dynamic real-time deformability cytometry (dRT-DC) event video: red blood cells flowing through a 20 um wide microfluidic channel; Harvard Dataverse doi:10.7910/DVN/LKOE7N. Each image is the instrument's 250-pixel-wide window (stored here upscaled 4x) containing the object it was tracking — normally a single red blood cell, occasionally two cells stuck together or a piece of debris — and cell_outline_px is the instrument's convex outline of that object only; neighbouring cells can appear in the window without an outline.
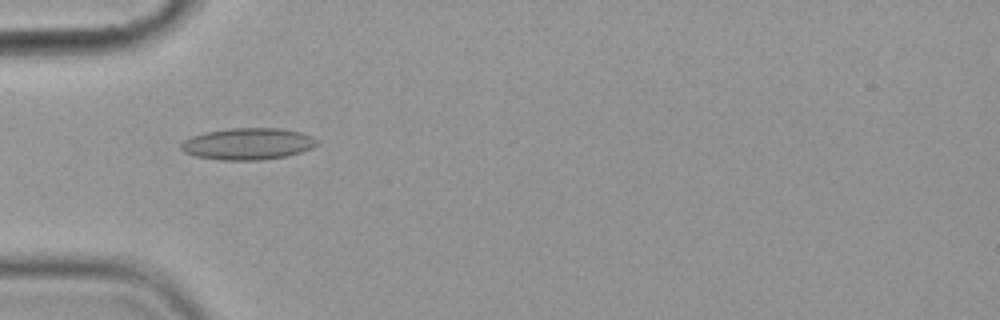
{"species": "common noctule bat (a hibernating species)", "species_latin": "Nyctalus noctula", "temperature_condition": "cold", "stored_images_in_passage": 8, "camera_frame_rate_fps": 3000, "um_per_image_px": 0.085, "animal": {"sex": "female", "body_mass_g": 19.9}, "frame": {"image": 1, "passage_image": 6, "time_ms": 5.667, "image_size_px": [1000, 320], "cell_outline_px": [[320, 144], [312, 148], [300, 152], [284, 156], [260, 160], [224, 160], [196, 156], [184, 152], [180, 148], [180, 144], [184, 140], [192, 136], [204, 132], [232, 128], [280, 128], [300, 132], [312, 136], [320, 140]], "centroid_in_image_um": [21.09, 12.22], "position_along_channel_um": 63.9, "area_um2": 25.14}}
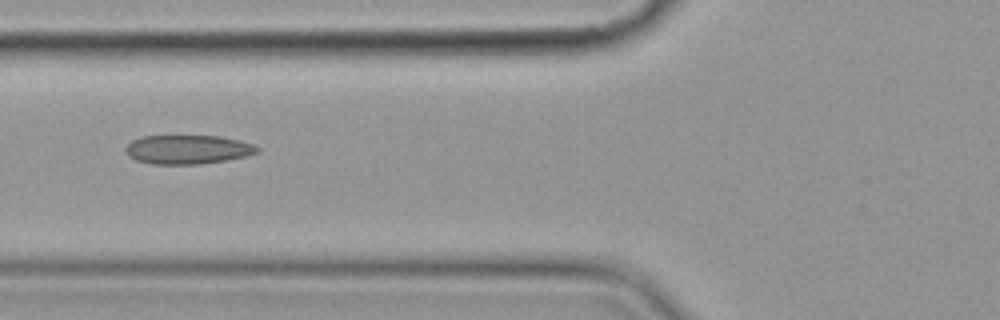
{"frame": {"image": 2, "passage_image": 7, "time_ms": 7.0, "image_size_px": [1000, 320], "cell_outline_px": [[260, 152], [244, 156], [224, 160], [200, 164], [152, 164], [136, 160], [128, 156], [124, 148], [132, 140], [140, 136], [220, 136], [240, 140], [256, 144], [260, 148]], "centroid_in_image_um": [15.96, 12.7], "position_along_channel_um": 109.8, "area_um2": 22.37}}
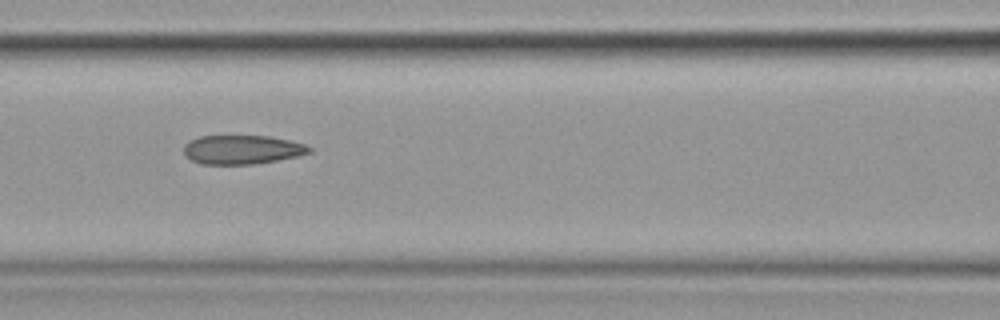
{"frame": {"image": 3, "passage_image": 8, "time_ms": 8.0, "image_size_px": [1000, 320], "cell_outline_px": [[312, 152], [300, 156], [256, 164], [200, 164], [184, 156], [184, 144], [188, 140], [200, 136], [268, 136], [288, 140], [304, 144], [312, 148]], "centroid_in_image_um": [20.57, 12.72], "position_along_channel_um": 146.0, "area_um2": 21.39}}